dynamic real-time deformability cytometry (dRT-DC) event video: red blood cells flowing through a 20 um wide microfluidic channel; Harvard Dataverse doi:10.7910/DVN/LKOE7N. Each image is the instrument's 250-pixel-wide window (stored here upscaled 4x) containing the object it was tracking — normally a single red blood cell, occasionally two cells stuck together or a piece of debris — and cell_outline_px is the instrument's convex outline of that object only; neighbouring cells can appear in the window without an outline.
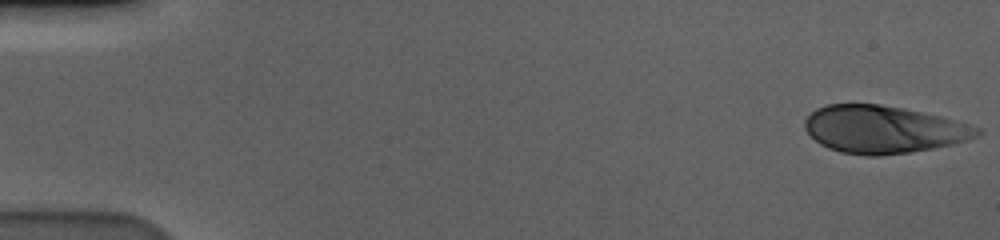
{"species": "human", "species_latin": "Homo sapiens", "temperature_condition": "cold", "stored_images_in_passage": 57, "camera_frame_rate_fps": 3000, "um_per_image_px": 0.085, "donor": {"sex": "male"}, "frame": {"image": 1, "passage_image": 1, "time_ms": 0.0, "image_size_px": [1000, 240], "cell_outline_px": [[984, 132], [980, 136], [968, 140], [952, 144], [932, 148], [908, 152], [880, 156], [868, 156], [840, 152], [828, 148], [820, 144], [804, 128], [804, 120], [816, 108], [828, 104], [880, 104], [904, 108], [940, 116], [984, 128]], "centroid_in_image_um": [75.12, 11.0], "position_along_channel_um": 9.9, "area_um2": 47.92}}
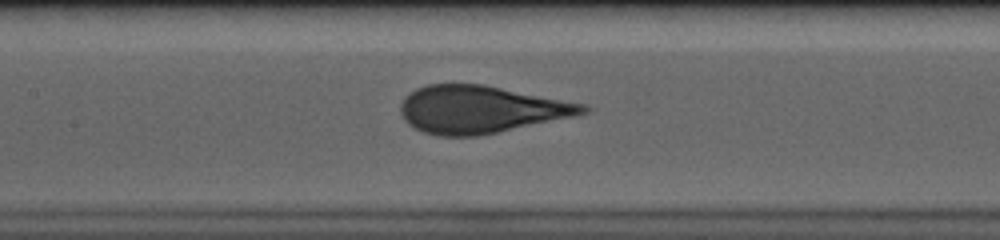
{"frame": {"image": 2, "passage_image": 27, "time_ms": 8.667, "image_size_px": [1000, 240], "cell_outline_px": [[592, 108], [588, 112], [576, 116], [480, 136], [440, 136], [424, 132], [408, 124], [404, 120], [400, 112], [400, 104], [416, 88], [428, 84], [484, 84], [588, 104]], "centroid_in_image_um": [40.92, 9.3], "position_along_channel_um": 166.5, "area_um2": 50.69}}
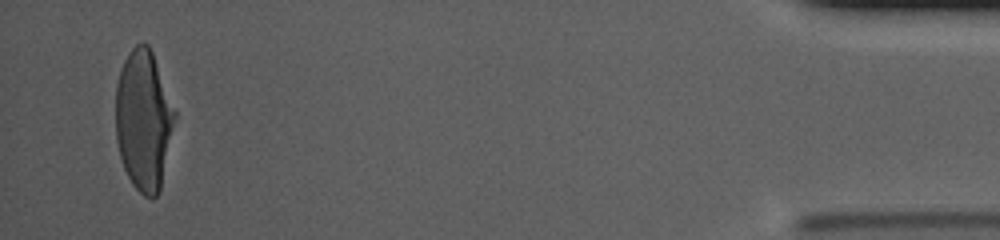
{"frame": {"image": 3, "passage_image": 55, "time_ms": 18.0, "image_size_px": [1000, 240], "cell_outline_px": [[176, 116], [160, 192], [156, 196], [144, 196], [132, 184], [124, 168], [120, 156], [116, 140], [116, 84], [124, 60], [128, 52], [136, 44], [148, 44], [152, 52], [176, 112]], "centroid_in_image_um": [12.2, 10.22], "position_along_channel_um": 423.0, "area_um2": 48.03}}